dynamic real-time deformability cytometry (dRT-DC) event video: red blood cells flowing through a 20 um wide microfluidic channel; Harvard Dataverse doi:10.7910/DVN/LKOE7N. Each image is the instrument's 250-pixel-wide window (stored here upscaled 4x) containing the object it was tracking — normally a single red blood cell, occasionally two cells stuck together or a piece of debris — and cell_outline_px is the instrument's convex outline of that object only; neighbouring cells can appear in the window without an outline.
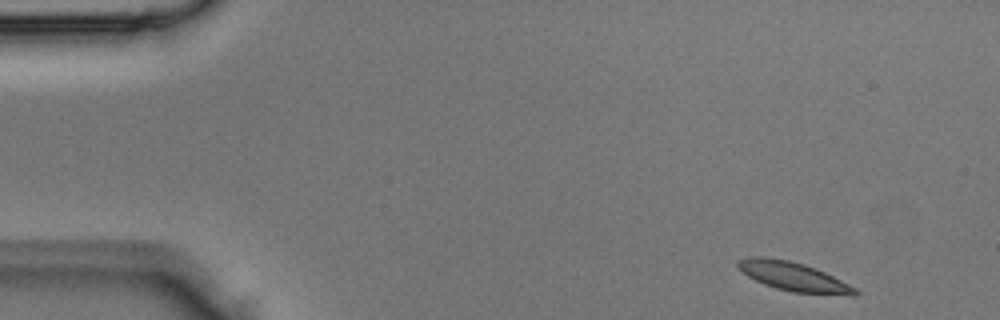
{"species": "Egyptian fruit bat (a non-hibernating species)", "species_latin": "Rousettus aegyptiacus", "temperature_condition": "room temperature", "stored_images_in_passage": 4, "segment_of_instrument_passage": [1, 2], "camera_frame_rate_fps": 3000, "um_per_image_px": 0.085, "animal": {"sex": "male"}, "frame": {"image": 1, "passage_image": 1, "time_ms": 0.0, "image_size_px": [1000, 320], "cell_outline_px": [[860, 292], [856, 296], [792, 292], [776, 288], [764, 284], [748, 276], [736, 268], [736, 260], [748, 256], [764, 256], [788, 260], [804, 264], [816, 268], [856, 288]], "centroid_in_image_um": [67.4, 23.5], "position_along_channel_um": 17.6, "area_um2": 19.94}}
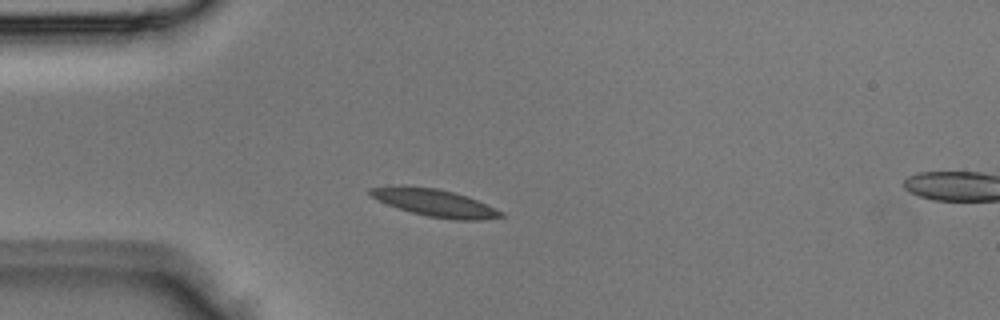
{"frame": {"image": 2, "passage_image": 3, "time_ms": 0.667, "image_size_px": [1000, 320], "cell_outline_px": [[504, 216], [480, 220], [456, 220], [428, 216], [412, 212], [388, 204], [372, 196], [368, 192], [368, 188], [396, 184], [404, 184], [436, 188], [456, 192], [468, 196], [488, 204], [504, 212]], "centroid_in_image_um": [36.97, 17.2], "position_along_channel_um": 48.0, "area_um2": 21.1}}